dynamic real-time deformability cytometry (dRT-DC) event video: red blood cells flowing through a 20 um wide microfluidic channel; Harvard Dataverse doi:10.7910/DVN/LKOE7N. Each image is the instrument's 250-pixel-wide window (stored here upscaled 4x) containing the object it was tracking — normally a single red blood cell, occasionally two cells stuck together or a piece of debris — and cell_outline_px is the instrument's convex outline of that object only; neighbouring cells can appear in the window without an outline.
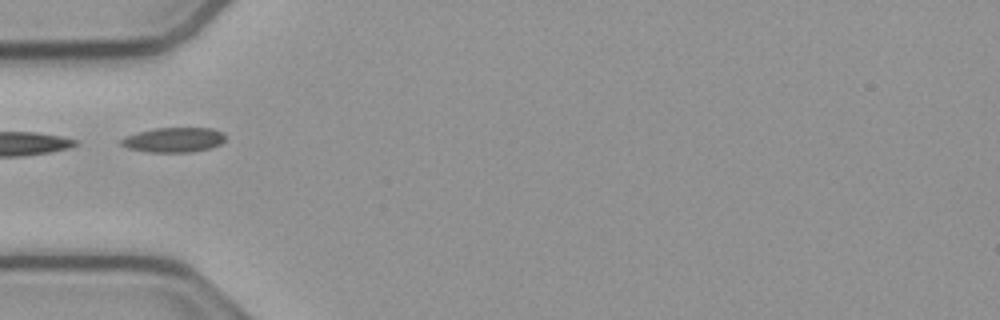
{"species": "common noctule bat (a hibernating species)", "species_latin": "Nyctalus noctula", "temperature_condition": "cold", "stored_images_in_passage": 9, "camera_frame_rate_fps": 3000, "um_per_image_px": 0.085, "animal": {"sex": "male", "body_mass_g": 23.1, "forearm_length_mm": 52.7}, "frame": {"image": 1, "passage_image": 1, "time_ms": 0.0, "image_size_px": [1000, 320], "cell_outline_px": [[224, 140], [220, 144], [208, 148], [192, 152], [148, 152], [128, 148], [120, 144], [120, 140], [124, 136], [136, 132], [152, 128], [212, 128], [224, 132]], "centroid_in_image_um": [14.73, 11.88], "position_along_channel_um": 70.3, "area_um2": 15.14}}
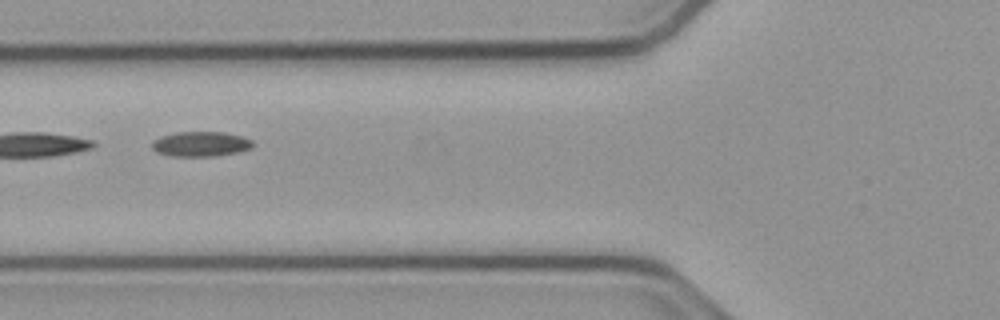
{"frame": {"image": 2, "passage_image": 4, "time_ms": 1.0, "image_size_px": [1000, 320], "cell_outline_px": [[256, 144], [252, 148], [236, 152], [212, 156], [172, 156], [156, 152], [152, 148], [152, 140], [160, 136], [176, 132], [224, 132], [244, 136], [252, 140]], "centroid_in_image_um": [17.07, 12.23], "position_along_channel_um": 108.7, "area_um2": 14.8}}